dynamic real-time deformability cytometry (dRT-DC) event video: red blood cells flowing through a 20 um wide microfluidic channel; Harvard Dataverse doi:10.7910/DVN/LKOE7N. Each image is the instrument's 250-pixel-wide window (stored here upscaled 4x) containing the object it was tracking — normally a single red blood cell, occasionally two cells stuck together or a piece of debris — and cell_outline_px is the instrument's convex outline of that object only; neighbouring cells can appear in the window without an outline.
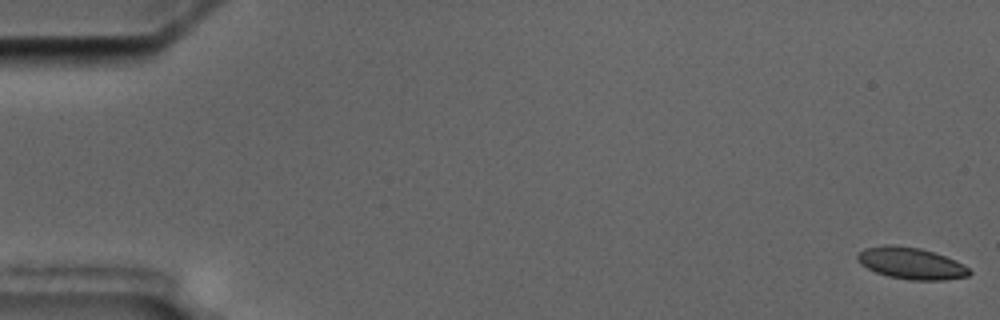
{"species": "common noctule bat (a hibernating species)", "species_latin": "Nyctalus noctula", "temperature_condition": "cold", "stored_images_in_passage": 6, "camera_frame_rate_fps": 3000, "um_per_image_px": 0.085, "animal": {"sex": "male", "body_mass_g": 17.5, "forearm_length_mm": 52.3}, "frame": {"image": 1, "passage_image": 1, "time_ms": 0.0, "image_size_px": [1000, 320], "cell_outline_px": [[972, 272], [968, 276], [944, 280], [912, 280], [888, 276], [876, 272], [860, 264], [856, 260], [856, 256], [864, 248], [884, 244], [892, 244], [920, 248], [956, 260], [968, 268]], "centroid_in_image_um": [77.41, 22.37], "position_along_channel_um": 7.6, "area_um2": 20.63}}
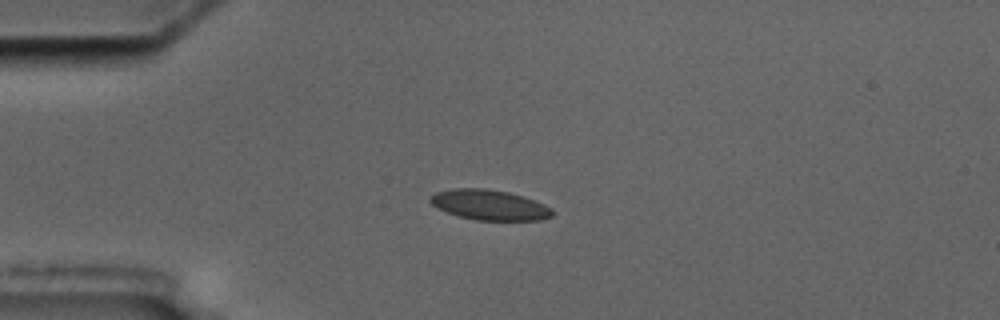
{"frame": {"image": 2, "passage_image": 5, "time_ms": 4.667, "image_size_px": [1000, 320], "cell_outline_px": [[556, 212], [552, 216], [540, 220], [476, 220], [460, 216], [448, 212], [432, 204], [428, 200], [436, 192], [452, 188], [484, 188], [508, 192], [524, 196], [544, 204], [552, 208]], "centroid_in_image_um": [41.66, 17.41], "position_along_channel_um": 43.3, "area_um2": 21.44}}